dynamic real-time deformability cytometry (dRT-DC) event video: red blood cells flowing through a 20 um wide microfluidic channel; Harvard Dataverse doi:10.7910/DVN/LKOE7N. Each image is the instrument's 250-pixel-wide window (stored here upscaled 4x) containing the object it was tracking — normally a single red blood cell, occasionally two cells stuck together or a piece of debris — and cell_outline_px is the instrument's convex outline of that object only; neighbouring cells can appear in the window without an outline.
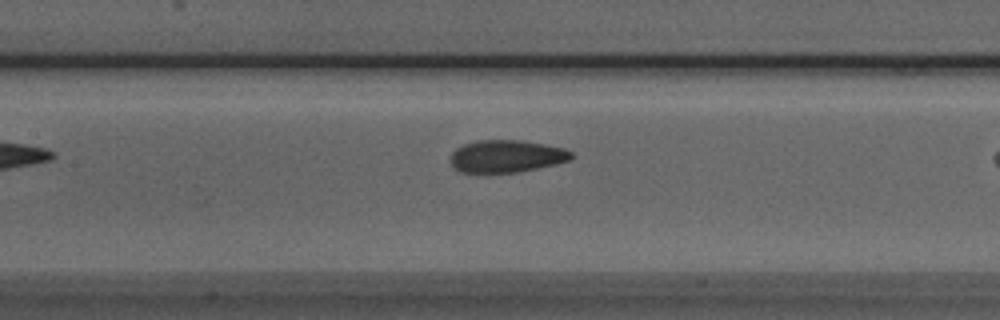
{"species": "Egyptian fruit bat (a non-hibernating species)", "species_latin": "Rousettus aegyptiacus", "temperature_condition": "room temperature", "stored_images_in_passage": 27, "camera_frame_rate_fps": 3000, "um_per_image_px": 0.085, "animal": {"sex": "male"}, "frame": {"image": 1, "passage_image": 8, "time_ms": 2.333, "image_size_px": [1000, 320], "cell_outline_px": [[572, 160], [556, 164], [516, 172], [460, 172], [452, 164], [452, 152], [456, 148], [464, 144], [476, 140], [520, 140], [544, 144], [564, 148], [572, 152]], "centroid_in_image_um": [43.07, 13.27], "position_along_channel_um": 164.3, "area_um2": 22.6}}
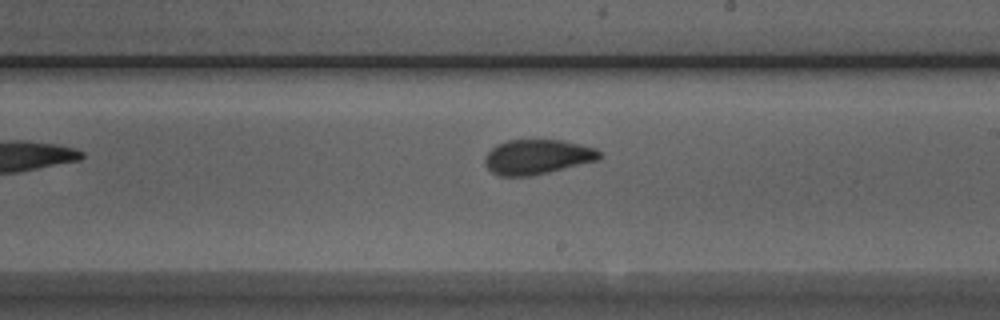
{"frame": {"image": 2, "passage_image": 14, "time_ms": 4.333, "image_size_px": [1000, 320], "cell_outline_px": [[600, 160], [548, 172], [528, 176], [500, 176], [492, 172], [484, 164], [484, 156], [496, 144], [508, 140], [560, 140], [580, 144], [596, 148], [600, 152]], "centroid_in_image_um": [45.66, 13.33], "position_along_channel_um": 243.3, "area_um2": 23.24}}
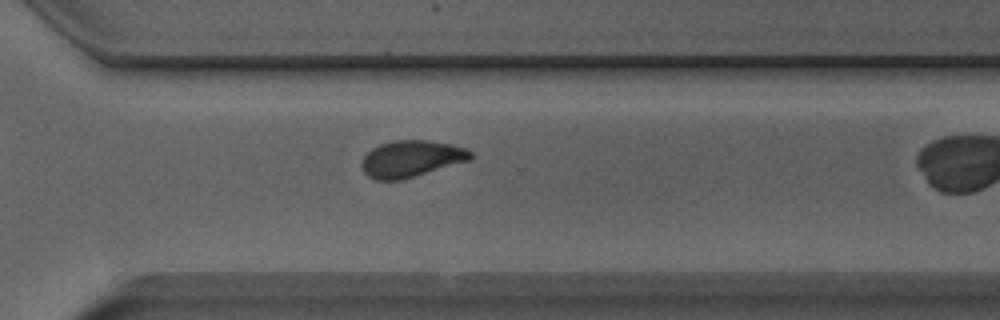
{"frame": {"image": 3, "passage_image": 21, "time_ms": 6.667, "image_size_px": [1000, 320], "cell_outline_px": [[476, 156], [472, 160], [400, 180], [376, 180], [368, 176], [364, 172], [360, 164], [364, 156], [372, 148], [380, 144], [396, 140], [428, 140], [452, 144], [468, 148]], "centroid_in_image_um": [35.01, 13.48], "position_along_channel_um": 335.6, "area_um2": 23.47}}